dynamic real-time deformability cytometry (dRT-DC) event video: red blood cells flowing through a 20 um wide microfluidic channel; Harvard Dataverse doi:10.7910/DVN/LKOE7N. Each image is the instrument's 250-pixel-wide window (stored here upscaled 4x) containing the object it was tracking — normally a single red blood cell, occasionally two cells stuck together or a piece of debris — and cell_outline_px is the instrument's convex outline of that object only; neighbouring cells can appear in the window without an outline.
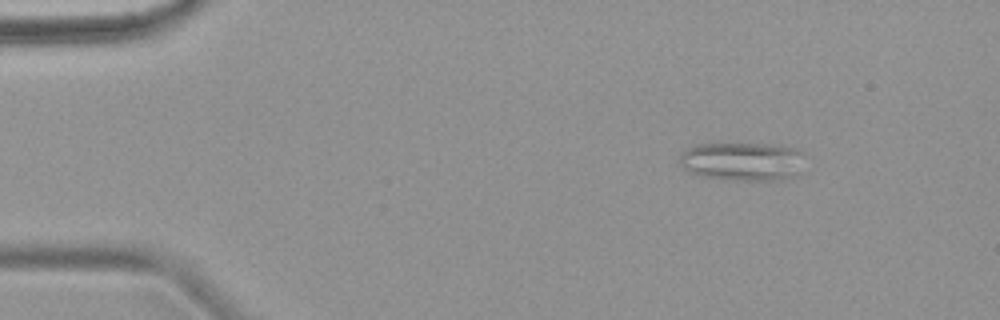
{"species": "common noctule bat (a hibernating species)", "species_latin": "Nyctalus noctula", "temperature_condition": "warm", "stored_images_in_passage": 7, "camera_frame_rate_fps": 3000, "um_per_image_px": 0.085, "animal": {"sex": "female", "body_mass_g": 18.4}, "frame": {"image": 1, "passage_image": 2, "time_ms": 2.0, "image_size_px": [1000, 320], "cell_outline_px": [[804, 152], [800, 176], [784, 180], [736, 180], [704, 176], [692, 172], [684, 168], [680, 164], [680, 152], [696, 144], [768, 144], [796, 148]], "centroid_in_image_um": [63.19, 13.72], "position_along_channel_um": 21.8, "area_um2": 28.38}}
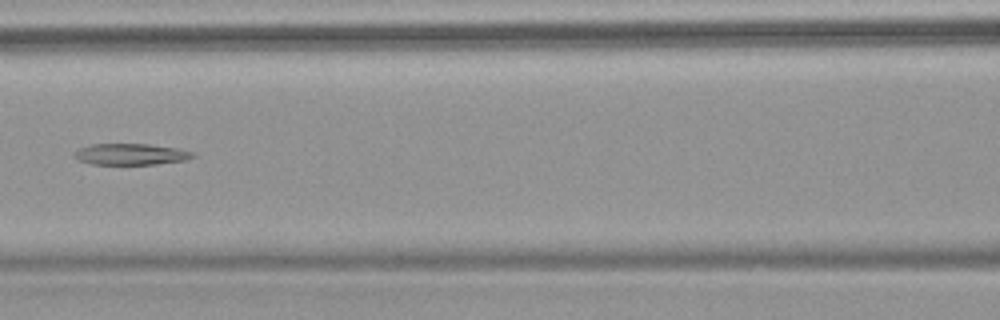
{"frame": {"image": 2, "passage_image": 6, "time_ms": 7.667, "image_size_px": [1000, 320], "cell_outline_px": [[196, 156], [184, 160], [156, 164], [92, 164], [80, 160], [72, 152], [80, 148], [92, 144], [148, 144], [176, 148], [192, 152]], "centroid_in_image_um": [11.11, 13.1], "position_along_channel_um": 155.5, "area_um2": 14.45}}
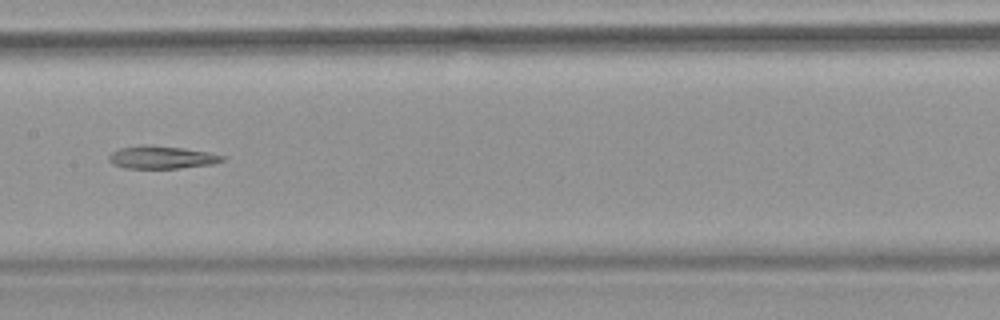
{"frame": {"image": 3, "passage_image": 7, "time_ms": 8.667, "image_size_px": [1000, 320], "cell_outline_px": [[228, 160], [212, 164], [180, 168], [124, 168], [112, 164], [108, 160], [108, 156], [112, 152], [120, 148], [140, 144], [184, 148], [208, 152], [228, 156]], "centroid_in_image_um": [13.78, 13.37], "position_along_channel_um": 193.6, "area_um2": 15.26}}